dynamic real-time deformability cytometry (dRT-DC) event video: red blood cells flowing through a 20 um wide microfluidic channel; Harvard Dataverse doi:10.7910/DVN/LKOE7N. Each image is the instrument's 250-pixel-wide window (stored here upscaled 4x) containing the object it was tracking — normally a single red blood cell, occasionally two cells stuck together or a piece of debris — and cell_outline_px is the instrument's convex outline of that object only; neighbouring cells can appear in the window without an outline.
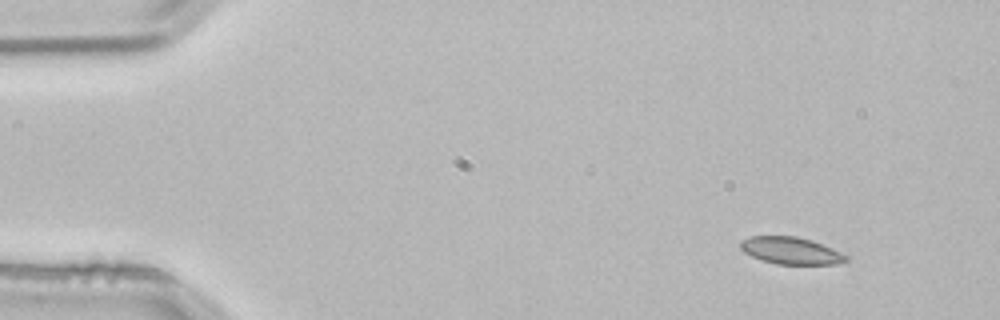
{"species": "common noctule bat (a hibernating species)", "species_latin": "Nyctalus noctula", "temperature_condition": "room temperature", "stored_images_in_passage": 3, "segment_of_instrument_passage": [2, 2], "camera_frame_rate_fps": 3000, "um_per_image_px": 0.085, "animal": {"sex": "male", "body_mass_g": 21.5, "forearm_length_mm": 52.0}, "frame": {"image": 1, "passage_image": 3, "time_ms": 0.667, "image_size_px": [1000, 320], "cell_outline_px": [[848, 260], [840, 264], [776, 264], [752, 256], [744, 252], [740, 248], [740, 240], [748, 236], [796, 236], [812, 240], [832, 248], [848, 256]], "centroid_in_image_um": [67.22, 21.3], "position_along_channel_um": 17.8, "area_um2": 16.7}}